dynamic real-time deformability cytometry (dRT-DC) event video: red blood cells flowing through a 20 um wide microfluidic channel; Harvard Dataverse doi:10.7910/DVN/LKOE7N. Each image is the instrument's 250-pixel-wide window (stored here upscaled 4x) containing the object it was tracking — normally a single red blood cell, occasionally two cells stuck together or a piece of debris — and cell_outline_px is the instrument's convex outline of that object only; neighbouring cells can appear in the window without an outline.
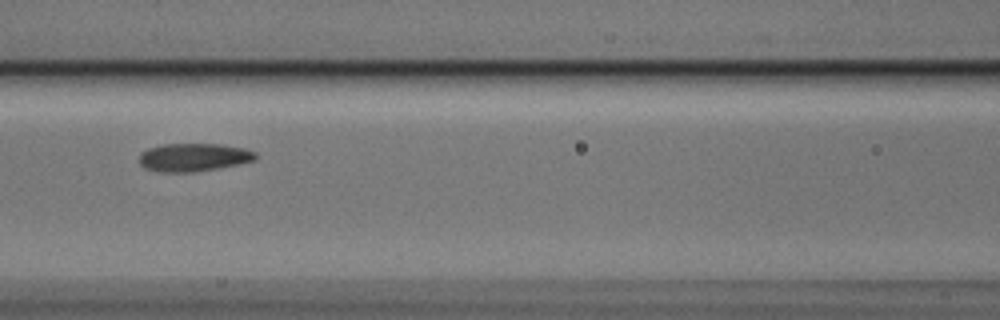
{"species": "Egyptian fruit bat (a non-hibernating species)", "species_latin": "Rousettus aegyptiacus", "temperature_condition": "cold", "stored_images_in_passage": 3, "camera_frame_rate_fps": 3000, "um_per_image_px": 0.085, "animal": {"sex": "male"}, "frame": {"image": 1, "passage_image": 3, "time_ms": 0.667, "image_size_px": [1000, 320], "cell_outline_px": [[256, 160], [216, 168], [192, 172], [160, 172], [144, 168], [140, 164], [140, 152], [148, 148], [160, 144], [220, 144], [244, 148], [256, 152]], "centroid_in_image_um": [16.42, 13.36], "position_along_channel_um": 150.2, "area_um2": 19.02}}